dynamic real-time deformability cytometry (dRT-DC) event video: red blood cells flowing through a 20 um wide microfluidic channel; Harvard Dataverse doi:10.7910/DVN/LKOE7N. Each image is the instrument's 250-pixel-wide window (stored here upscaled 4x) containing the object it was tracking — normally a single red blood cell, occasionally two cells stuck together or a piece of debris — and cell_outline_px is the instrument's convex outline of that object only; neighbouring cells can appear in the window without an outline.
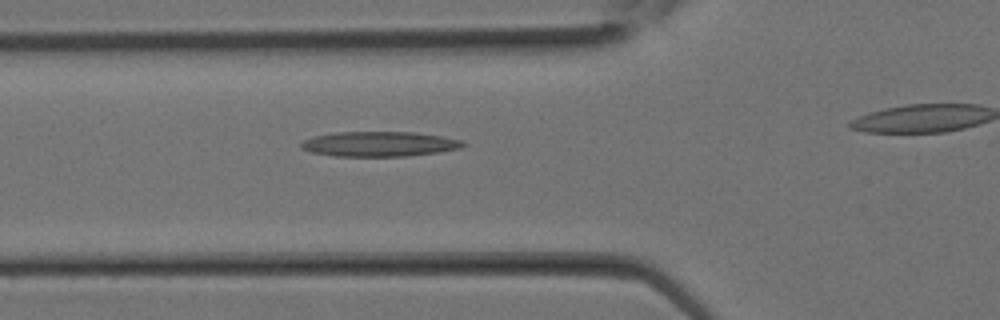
{"species": "Egyptian fruit bat (a non-hibernating species)", "species_latin": "Rousettus aegyptiacus", "temperature_condition": "room temperature", "stored_images_in_passage": 20, "camera_frame_rate_fps": 3000, "um_per_image_px": 0.085, "animal": {"sex": "female"}, "frame": {"image": 1, "passage_image": 7, "time_ms": 2.0, "image_size_px": [1000, 320], "cell_outline_px": [[468, 144], [460, 148], [436, 152], [404, 156], [336, 156], [312, 152], [300, 148], [300, 144], [304, 140], [312, 136], [336, 132], [416, 132], [464, 140]], "centroid_in_image_um": [32.24, 12.23], "position_along_channel_um": 93.6, "area_um2": 23.52}}
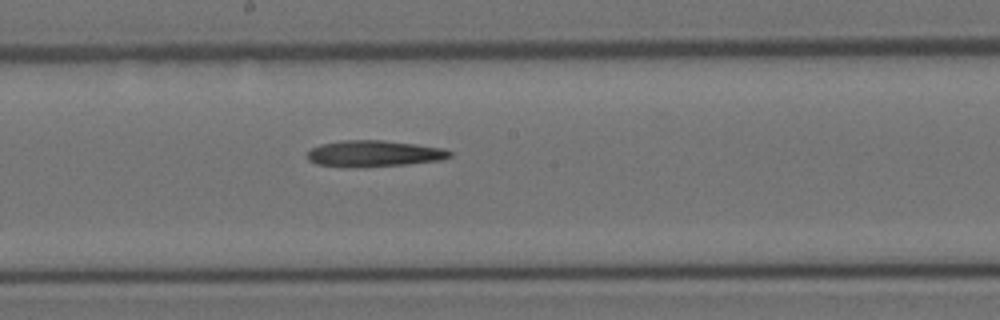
{"frame": {"image": 2, "passage_image": 12, "time_ms": 3.667, "image_size_px": [1000, 320], "cell_outline_px": [[452, 156], [440, 160], [408, 164], [364, 168], [344, 168], [316, 164], [308, 160], [304, 156], [312, 148], [320, 144], [344, 140], [384, 140], [416, 144], [444, 148], [452, 152]], "centroid_in_image_um": [31.75, 13.07], "position_along_channel_um": 216.5, "area_um2": 22.37}}
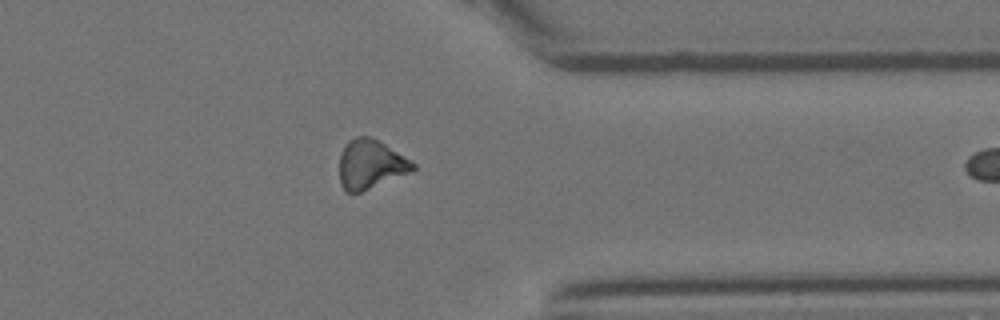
{"frame": {"image": 3, "passage_image": 19, "time_ms": 6.0, "image_size_px": [1000, 320], "cell_outline_px": [[416, 168], [408, 172], [360, 192], [344, 192], [340, 184], [340, 152], [348, 140], [356, 136], [368, 136], [384, 144], [412, 160], [416, 164]], "centroid_in_image_um": [31.46, 13.95], "position_along_channel_um": 379.9, "area_um2": 20.75}}